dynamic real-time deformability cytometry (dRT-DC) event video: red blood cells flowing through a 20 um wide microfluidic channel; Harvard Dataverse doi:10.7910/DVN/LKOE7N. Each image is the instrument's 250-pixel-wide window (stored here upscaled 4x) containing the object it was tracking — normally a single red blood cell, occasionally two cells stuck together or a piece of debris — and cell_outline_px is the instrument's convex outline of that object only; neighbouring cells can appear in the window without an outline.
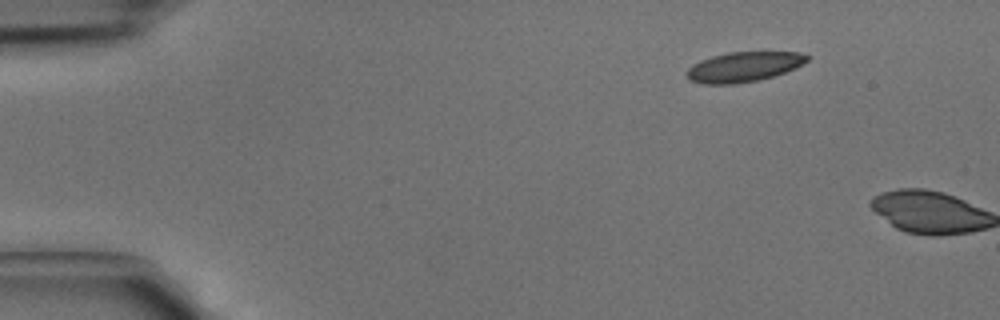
{"species": "common noctule bat (a hibernating species)", "species_latin": "Nyctalus noctula", "temperature_condition": "cold", "stored_images_in_passage": 4, "camera_frame_rate_fps": 3000, "um_per_image_px": 0.085, "animal": {"sex": "male", "body_mass_g": 15.6}, "frame": {"image": 1, "passage_image": 1, "time_ms": 0.0, "image_size_px": [1000, 320], "cell_outline_px": [[812, 56], [808, 60], [796, 68], [772, 76], [756, 80], [736, 84], [700, 84], [688, 80], [684, 72], [692, 64], [700, 60], [712, 56], [728, 52], [800, 52]], "centroid_in_image_um": [63.17, 5.68], "position_along_channel_um": 21.8, "area_um2": 21.21}}